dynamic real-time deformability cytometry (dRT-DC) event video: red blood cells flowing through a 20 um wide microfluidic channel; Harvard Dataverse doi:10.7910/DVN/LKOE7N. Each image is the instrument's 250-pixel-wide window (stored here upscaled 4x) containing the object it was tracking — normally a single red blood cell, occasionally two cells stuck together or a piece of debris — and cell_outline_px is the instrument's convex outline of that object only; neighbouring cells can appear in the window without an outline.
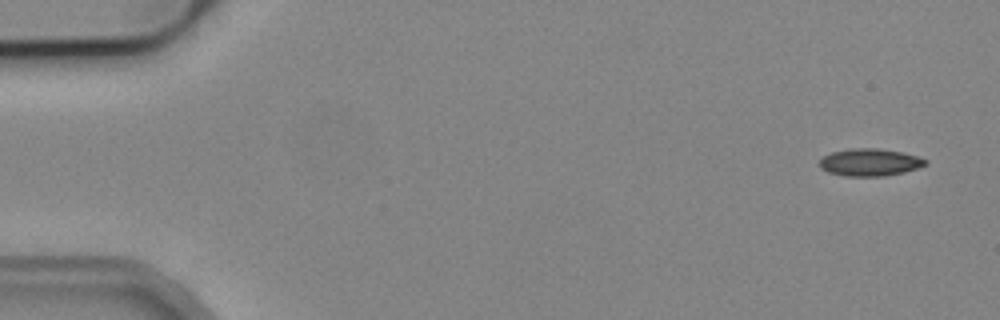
{"species": "common noctule bat (a hibernating species)", "species_latin": "Nyctalus noctula", "temperature_condition": "cold", "stored_images_in_passage": 4, "camera_frame_rate_fps": 3000, "um_per_image_px": 0.085, "animal": {"sex": "male", "body_mass_g": 19.2, "forearm_length_mm": 51.8}, "frame": {"image": 1, "passage_image": 1, "time_ms": 0.0, "image_size_px": [1000, 320], "cell_outline_px": [[928, 164], [904, 172], [884, 176], [844, 176], [828, 172], [820, 168], [820, 160], [824, 156], [832, 152], [848, 148], [876, 148], [900, 152], [916, 156], [928, 160]], "centroid_in_image_um": [73.92, 13.8], "position_along_channel_um": 11.1, "area_um2": 16.82}}
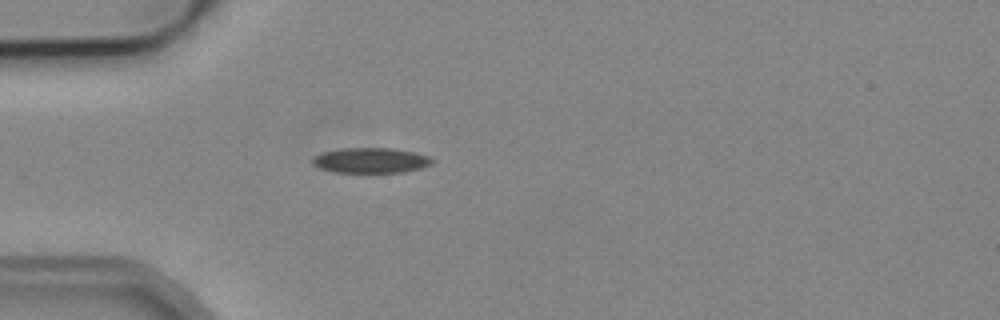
{"frame": {"image": 2, "passage_image": 4, "time_ms": 4.333, "image_size_px": [1000, 320], "cell_outline_px": [[432, 164], [420, 168], [404, 172], [332, 172], [320, 168], [312, 164], [312, 156], [320, 152], [344, 148], [392, 148], [412, 152], [428, 156], [432, 160]], "centroid_in_image_um": [31.45, 13.63], "position_along_channel_um": 53.6, "area_um2": 17.57}}